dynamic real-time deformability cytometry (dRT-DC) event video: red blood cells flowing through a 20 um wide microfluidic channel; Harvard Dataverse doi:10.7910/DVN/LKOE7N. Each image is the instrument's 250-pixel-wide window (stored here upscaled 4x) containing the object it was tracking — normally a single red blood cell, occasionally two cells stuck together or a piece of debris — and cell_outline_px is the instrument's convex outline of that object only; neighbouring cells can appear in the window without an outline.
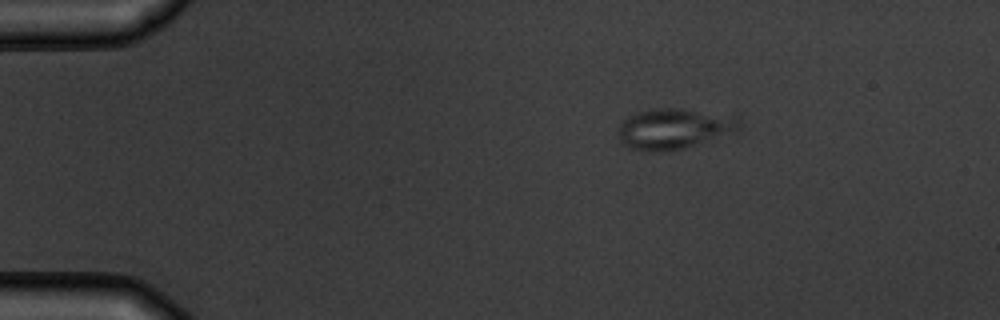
{"species": "common noctule bat (a hibernating species)", "species_latin": "Nyctalus noctula", "temperature_condition": "warm", "stored_images_in_passage": 2, "camera_frame_rate_fps": 3000, "um_per_image_px": 0.085, "animal": {"sex": "male", "body_mass_g": 19.5, "forearm_length_mm": 54.6}, "frame": {"image": 1, "passage_image": 2, "time_ms": 1.333, "image_size_px": [1000, 320], "cell_outline_px": [[740, 124], [736, 128], [688, 148], [664, 152], [644, 152], [628, 148], [624, 144], [616, 128], [620, 120], [636, 112], [656, 108], [676, 108], [740, 116]], "centroid_in_image_um": [57.17, 10.94], "position_along_channel_um": 27.8, "area_um2": 28.61}}